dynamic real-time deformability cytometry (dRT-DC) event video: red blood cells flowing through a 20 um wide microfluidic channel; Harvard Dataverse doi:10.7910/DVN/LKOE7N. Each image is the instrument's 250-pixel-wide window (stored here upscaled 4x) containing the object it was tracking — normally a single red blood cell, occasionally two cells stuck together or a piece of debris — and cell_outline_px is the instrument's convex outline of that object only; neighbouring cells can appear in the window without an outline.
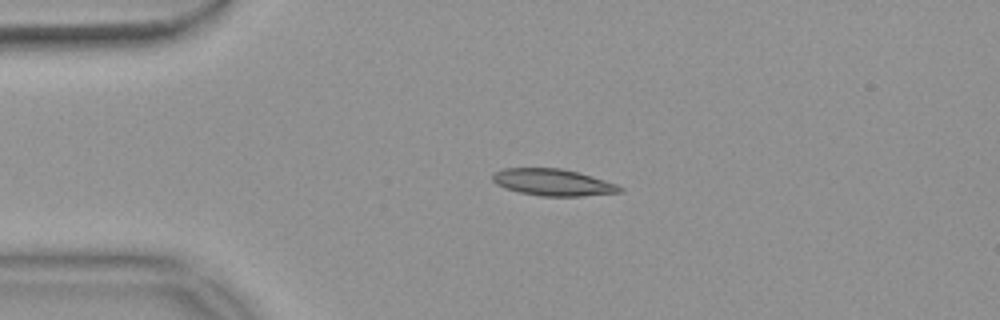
{"species": "common noctule bat (a hibernating species)", "species_latin": "Nyctalus noctula", "temperature_condition": "warm", "stored_images_in_passage": 43, "camera_frame_rate_fps": 3000, "um_per_image_px": 0.085, "animal": {"sex": "female", "body_mass_g": 18.4}, "frame": {"image": 1, "passage_image": 1, "time_ms": 0.0, "image_size_px": [1000, 320], "cell_outline_px": [[624, 192], [580, 196], [540, 196], [520, 192], [504, 188], [496, 184], [492, 180], [492, 172], [500, 168], [560, 168], [592, 176], [616, 184], [624, 188]], "centroid_in_image_um": [46.97, 15.5], "position_along_channel_um": 38.0, "area_um2": 19.94}}
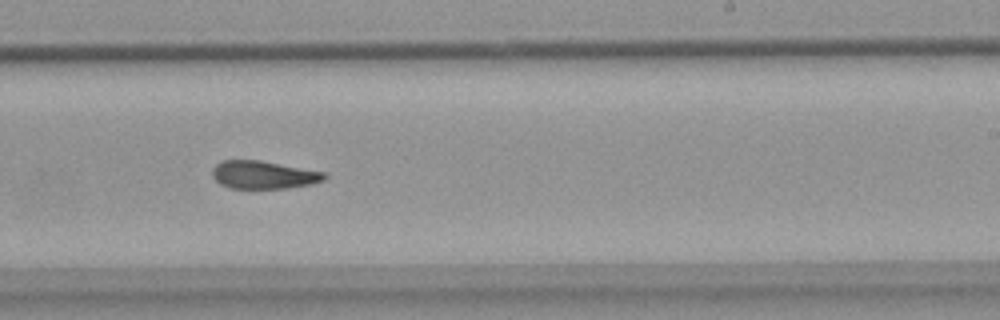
{"frame": {"image": 2, "passage_image": 22, "time_ms": 7.0, "image_size_px": [1000, 320], "cell_outline_px": [[328, 176], [324, 180], [312, 184], [288, 188], [228, 188], [220, 184], [212, 176], [212, 168], [216, 164], [224, 160], [260, 160], [324, 172]], "centroid_in_image_um": [22.39, 14.86], "position_along_channel_um": 266.6, "area_um2": 18.26}}
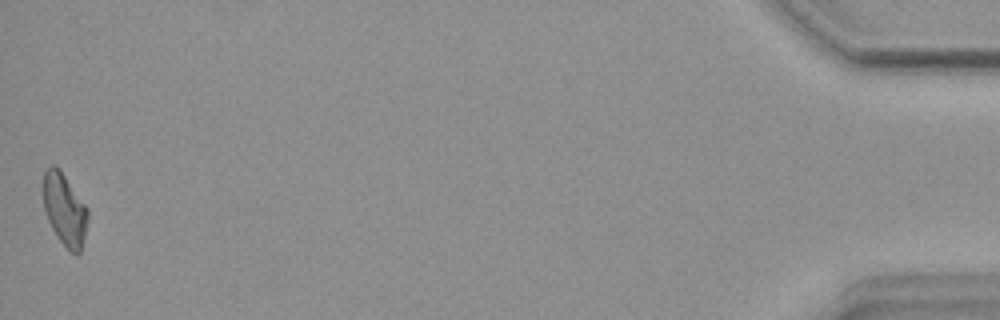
{"frame": {"image": 3, "passage_image": 43, "time_ms": 14.0, "image_size_px": [1000, 320], "cell_outline_px": [[88, 220], [80, 252], [76, 256], [56, 236], [44, 212], [44, 168], [48, 164], [56, 164], [88, 208]], "centroid_in_image_um": [5.48, 17.77], "position_along_channel_um": 429.7, "area_um2": 18.67}, "authors_computed_cell_mechanics": {"area_um2": 18.9006, "velocity_mm_per_s": 3.7138, "shape_relaxation_time_tau1_ms": null, "shape_relaxation_time_tau2_ms": 3.5054, "deformation_change_tau1": null, "deformation_change_tau2": 0.1163}}